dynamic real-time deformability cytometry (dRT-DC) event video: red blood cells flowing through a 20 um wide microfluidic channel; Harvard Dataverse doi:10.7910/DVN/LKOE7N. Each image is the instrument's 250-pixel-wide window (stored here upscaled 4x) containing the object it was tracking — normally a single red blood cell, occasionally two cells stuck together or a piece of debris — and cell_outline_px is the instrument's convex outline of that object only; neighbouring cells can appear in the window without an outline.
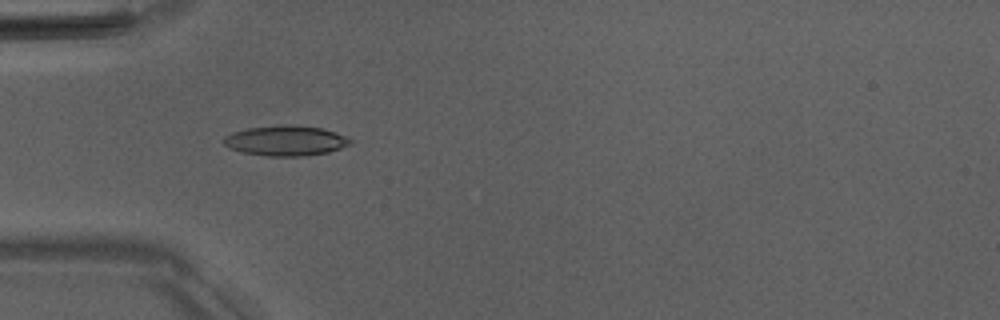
{"species": "Egyptian fruit bat (a non-hibernating species)", "species_latin": "Rousettus aegyptiacus", "temperature_condition": "room temperature", "stored_images_in_passage": 46, "camera_frame_rate_fps": 3000, "um_per_image_px": 0.085, "animal": {"sex": "male"}, "frame": {"image": 1, "passage_image": 11, "time_ms": 3.333, "image_size_px": [1000, 320], "cell_outline_px": [[352, 144], [328, 152], [304, 156], [268, 156], [244, 152], [228, 148], [224, 144], [224, 136], [232, 132], [248, 128], [288, 124], [324, 128], [336, 132], [352, 140]], "centroid_in_image_um": [24.3, 11.95], "position_along_channel_um": 60.7, "area_um2": 22.25}}
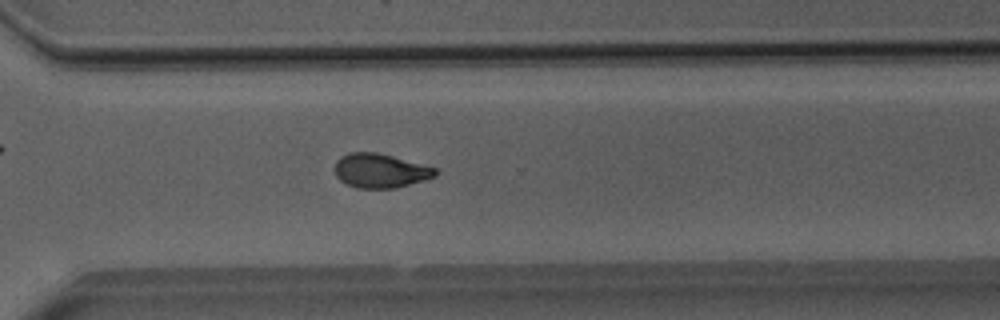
{"frame": {"image": 2, "passage_image": 32, "time_ms": 10.333, "image_size_px": [1000, 320], "cell_outline_px": [[440, 172], [436, 176], [424, 180], [396, 188], [356, 188], [340, 180], [336, 176], [336, 160], [340, 156], [348, 152], [376, 152], [424, 164], [436, 168]], "centroid_in_image_um": [32.35, 14.5], "position_along_channel_um": 338.3, "area_um2": 20.11}}
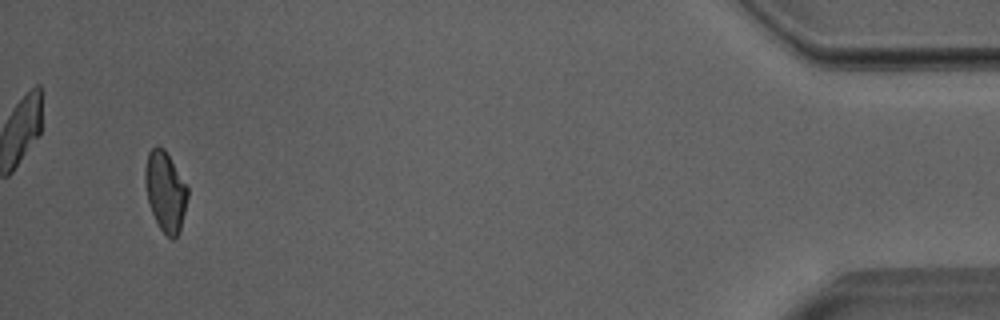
{"frame": {"image": 3, "passage_image": 44, "time_ms": 14.333, "image_size_px": [1000, 320], "cell_outline_px": [[188, 196], [180, 232], [172, 240], [160, 228], [148, 204], [144, 184], [144, 168], [148, 152], [156, 144], [164, 148], [188, 188]], "centroid_in_image_um": [14.03, 16.25], "position_along_channel_um": 421.2, "area_um2": 19.88}, "authors_computed_cell_mechanics": {"area_um2": 20.4901, "velocity_mm_per_s": 4.0193, "shape_relaxation_time_tau1_ms": 7.4273, "shape_relaxation_time_tau2_ms": 2.8572, "deformation_change_tau1": 0.198, "deformation_change_tau2": 0.0774}}